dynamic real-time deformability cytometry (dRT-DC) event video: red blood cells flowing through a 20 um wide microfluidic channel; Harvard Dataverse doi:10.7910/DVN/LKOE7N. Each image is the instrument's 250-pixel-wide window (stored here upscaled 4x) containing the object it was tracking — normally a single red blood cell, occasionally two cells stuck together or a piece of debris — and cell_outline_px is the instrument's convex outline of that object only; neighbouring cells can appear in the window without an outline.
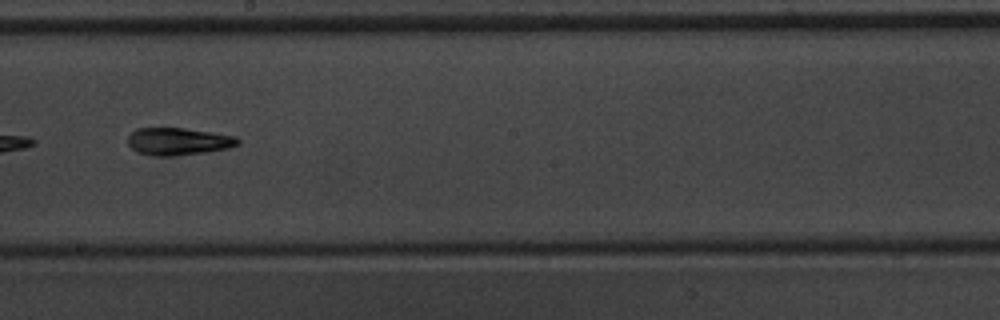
{"species": "common noctule bat (a hibernating species)", "species_latin": "Nyctalus noctula", "temperature_condition": "warm", "stored_images_in_passage": 12, "camera_frame_rate_fps": 3000, "um_per_image_px": 0.085, "animal": {"sex": "male", "body_mass_g": 20.1, "forearm_length_mm": 53.5}, "frame": {"image": 1, "passage_image": 7, "time_ms": 2.0, "image_size_px": [1000, 320], "cell_outline_px": [[240, 144], [228, 148], [204, 152], [172, 156], [156, 156], [136, 152], [128, 144], [128, 136], [136, 128], [184, 128], [212, 132], [236, 136], [240, 140]], "centroid_in_image_um": [15.15, 12.01], "position_along_channel_um": 233.0, "area_um2": 17.57}}
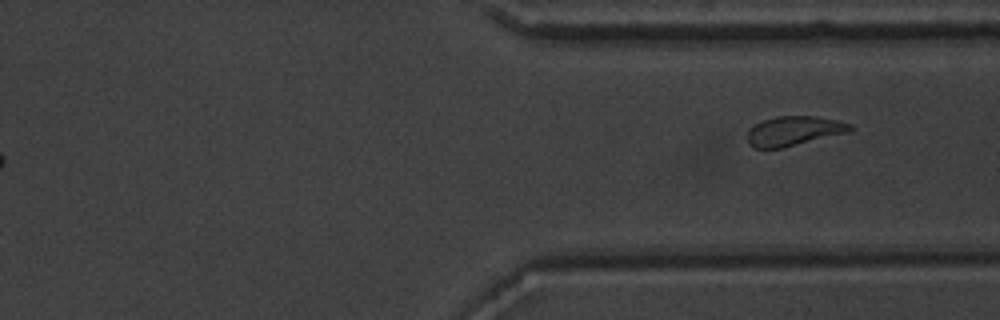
{"frame": {"image": 2, "passage_image": 12, "time_ms": 3.667, "image_size_px": [1000, 320], "cell_outline_px": [[856, 128], [852, 132], [784, 148], [756, 148], [748, 144], [748, 132], [756, 124], [764, 120], [776, 116], [816, 116], [836, 120], [852, 124]], "centroid_in_image_um": [67.57, 11.14], "position_along_channel_um": 343.8, "area_um2": 17.92}}